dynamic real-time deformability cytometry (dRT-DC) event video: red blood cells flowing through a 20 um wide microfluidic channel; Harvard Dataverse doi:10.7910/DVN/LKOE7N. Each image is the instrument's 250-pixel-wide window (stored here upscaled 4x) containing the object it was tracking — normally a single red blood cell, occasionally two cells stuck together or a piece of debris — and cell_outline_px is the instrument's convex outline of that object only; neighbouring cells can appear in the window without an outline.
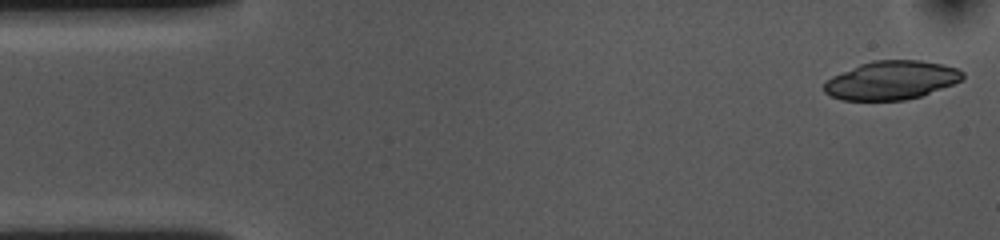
{"species": "common noctule bat (a hibernating species)", "species_latin": "Nyctalus noctula", "temperature_condition": "cold", "stored_images_in_passage": 53, "camera_frame_rate_fps": 3000, "um_per_image_px": 0.085, "animal": {"sex": "female", "body_mass_g": 10.0, "forearm_length_mm": 53.1}, "frame": {"image": 1, "passage_image": 1, "time_ms": 0.0, "image_size_px": [1000, 240], "cell_outline_px": [[964, 76], [960, 80], [952, 84], [920, 96], [904, 100], [840, 100], [824, 92], [824, 84], [832, 76], [860, 64], [872, 60], [920, 60], [944, 64], [956, 68], [964, 72]], "centroid_in_image_um": [75.76, 6.81], "position_along_channel_um": 9.2, "area_um2": 30.98}}